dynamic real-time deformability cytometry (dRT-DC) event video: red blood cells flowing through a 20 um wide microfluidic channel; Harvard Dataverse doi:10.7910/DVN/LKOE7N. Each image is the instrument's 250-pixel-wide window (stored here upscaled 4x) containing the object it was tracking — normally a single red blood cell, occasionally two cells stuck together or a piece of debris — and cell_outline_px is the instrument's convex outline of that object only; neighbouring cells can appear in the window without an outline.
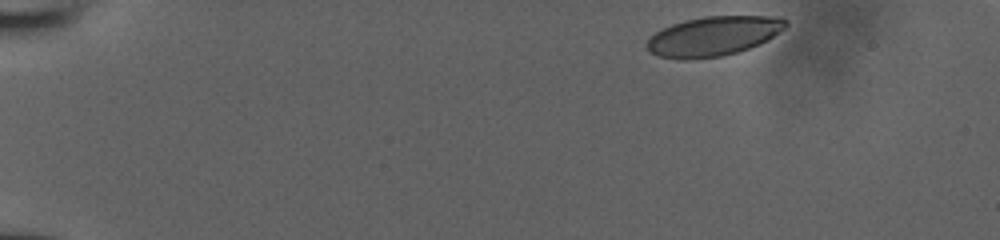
{"species": "human", "species_latin": "Homo sapiens", "temperature_condition": "room temperature", "stored_images_in_passage": 8, "camera_frame_rate_fps": 3000, "um_per_image_px": 0.085, "donor": {"sex": "male"}, "frame": {"image": 1, "passage_image": 1, "time_ms": 0.0, "image_size_px": [1000, 240], "cell_outline_px": [[788, 24], [784, 28], [760, 44], [724, 56], [680, 60], [660, 56], [648, 52], [648, 40], [656, 32], [672, 24], [684, 20], [704, 16], [780, 16], [788, 20]], "centroid_in_image_um": [60.65, 3.06], "position_along_channel_um": 24.3, "area_um2": 31.85}}
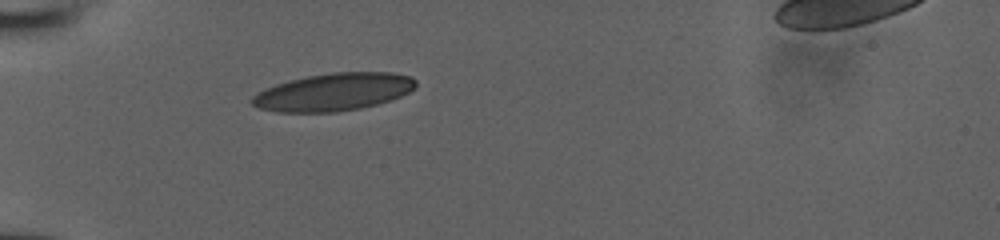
{"frame": {"image": 2, "passage_image": 6, "time_ms": 1.667, "image_size_px": [1000, 240], "cell_outline_px": [[416, 84], [408, 92], [400, 96], [376, 104], [360, 108], [336, 112], [276, 112], [260, 108], [252, 104], [248, 100], [256, 92], [264, 88], [288, 80], [308, 76], [332, 72], [392, 72], [412, 76], [416, 80]], "centroid_in_image_um": [28.3, 7.81], "position_along_channel_um": 56.7, "area_um2": 35.95}}
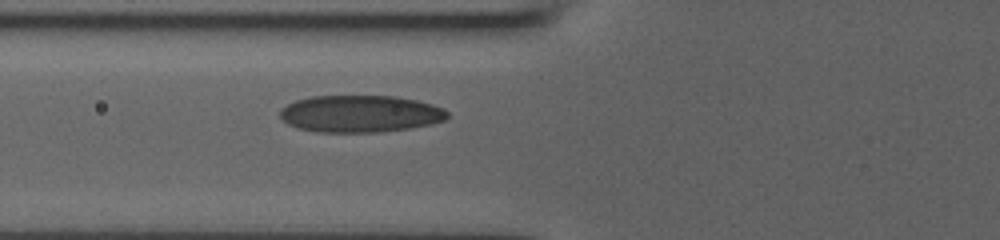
{"frame": {"image": 3, "passage_image": 8, "time_ms": 2.333, "image_size_px": [1000, 240], "cell_outline_px": [[448, 116], [444, 120], [432, 124], [408, 128], [380, 132], [316, 132], [296, 128], [288, 124], [280, 116], [280, 108], [296, 100], [312, 96], [396, 96], [416, 100], [432, 104], [444, 108], [448, 112]], "centroid_in_image_um": [30.61, 9.67], "position_along_channel_um": 95.2, "area_um2": 36.24}}